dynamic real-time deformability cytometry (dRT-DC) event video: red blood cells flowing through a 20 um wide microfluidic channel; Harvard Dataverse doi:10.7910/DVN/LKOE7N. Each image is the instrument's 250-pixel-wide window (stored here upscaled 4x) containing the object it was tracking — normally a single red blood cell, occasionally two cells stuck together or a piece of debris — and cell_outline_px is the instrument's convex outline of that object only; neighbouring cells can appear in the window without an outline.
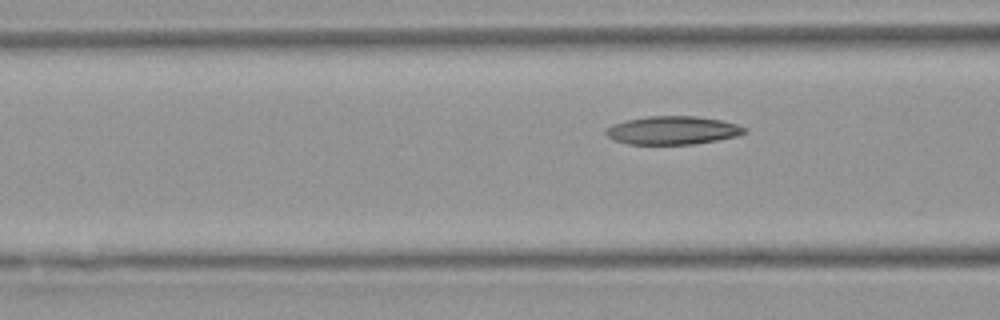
{"species": "Egyptian fruit bat (a non-hibernating species)", "species_latin": "Rousettus aegyptiacus", "temperature_condition": "warm", "stored_images_in_passage": 5, "camera_frame_rate_fps": 3000, "um_per_image_px": 0.085, "animal": {"sex": "female"}, "frame": {"image": 1, "passage_image": 5, "time_ms": 6.333, "image_size_px": [1000, 320], "cell_outline_px": [[748, 132], [736, 136], [716, 140], [692, 144], [628, 144], [616, 140], [608, 136], [604, 132], [604, 128], [612, 124], [628, 120], [648, 116], [696, 116], [720, 120], [736, 124], [748, 128]], "centroid_in_image_um": [57.17, 11.07], "position_along_channel_um": 109.4, "area_um2": 22.77}}